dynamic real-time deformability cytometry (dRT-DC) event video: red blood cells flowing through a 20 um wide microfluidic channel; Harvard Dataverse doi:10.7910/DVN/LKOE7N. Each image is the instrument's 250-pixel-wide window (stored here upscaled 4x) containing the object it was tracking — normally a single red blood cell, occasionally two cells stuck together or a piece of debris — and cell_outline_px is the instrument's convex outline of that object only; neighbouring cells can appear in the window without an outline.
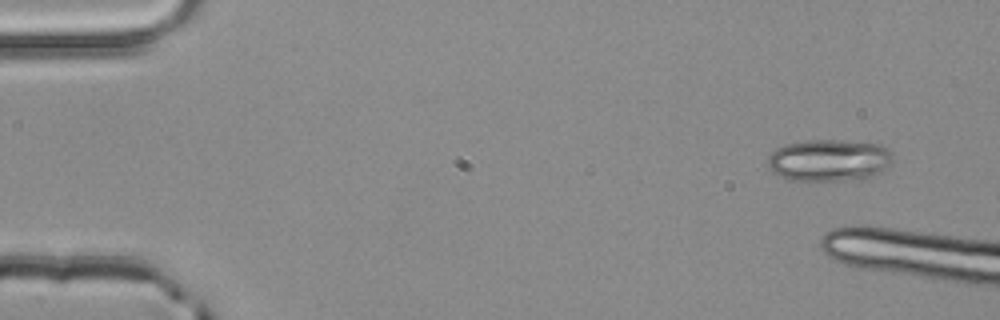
{"species": "common noctule bat (a hibernating species)", "species_latin": "Nyctalus noctula", "temperature_condition": "room temperature", "stored_images_in_passage": 3, "camera_frame_rate_fps": 3000, "um_per_image_px": 0.085, "animal": {"sex": "male", "body_mass_g": 20.4}, "frame": {"image": 1, "passage_image": 1, "time_ms": 0.0, "image_size_px": [1000, 320], "cell_outline_px": [[892, 160], [880, 172], [864, 180], [788, 180], [772, 172], [768, 164], [768, 156], [776, 148], [784, 144], [804, 140], [840, 140], [880, 144], [888, 148], [892, 152]], "centroid_in_image_um": [70.46, 13.62], "position_along_channel_um": 14.5, "area_um2": 30.81}}